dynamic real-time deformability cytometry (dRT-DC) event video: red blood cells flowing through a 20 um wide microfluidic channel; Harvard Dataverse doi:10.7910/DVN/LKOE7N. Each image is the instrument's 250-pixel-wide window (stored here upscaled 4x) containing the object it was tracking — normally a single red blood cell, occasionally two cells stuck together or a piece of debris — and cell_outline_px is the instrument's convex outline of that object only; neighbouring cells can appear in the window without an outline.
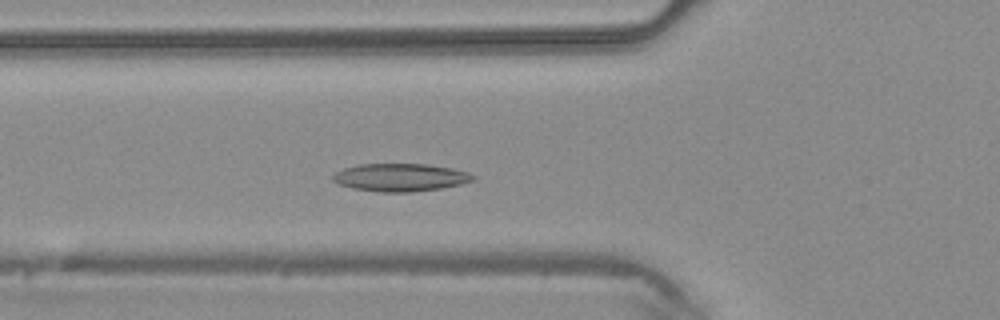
{"species": "common noctule bat (a hibernating species)", "species_latin": "Nyctalus noctula", "temperature_condition": "warm", "stored_images_in_passage": 36, "camera_frame_rate_fps": 3000, "um_per_image_px": 0.085, "animal": {"sex": "male", "body_mass_g": 20.4}, "frame": {"image": 1, "passage_image": 7, "time_ms": 2.0, "image_size_px": [1000, 320], "cell_outline_px": [[476, 180], [460, 184], [440, 188], [412, 192], [380, 192], [352, 188], [336, 184], [332, 180], [332, 176], [336, 172], [344, 168], [356, 164], [428, 164], [452, 168], [468, 172], [476, 176]], "centroid_in_image_um": [34.02, 15.08], "position_along_channel_um": 91.8, "area_um2": 22.89}}
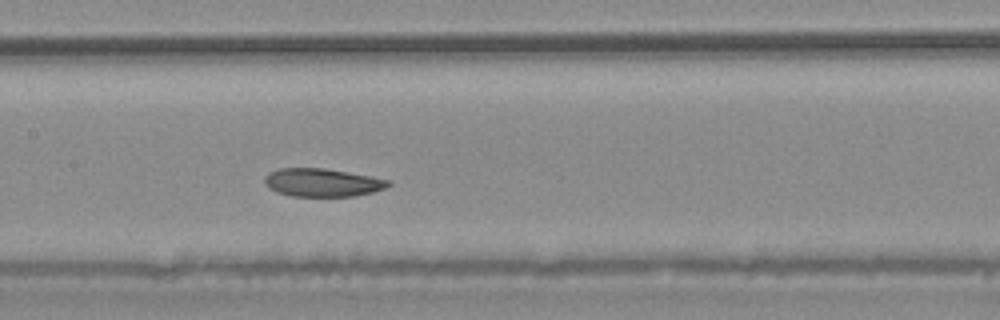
{"frame": {"image": 2, "passage_image": 13, "time_ms": 4.0, "image_size_px": [1000, 320], "cell_outline_px": [[392, 184], [384, 188], [372, 192], [356, 196], [292, 196], [276, 192], [268, 188], [264, 184], [264, 176], [268, 172], [280, 168], [324, 168], [368, 176], [388, 180]], "centroid_in_image_um": [27.33, 15.52], "position_along_channel_um": 180.1, "area_um2": 20.23}}
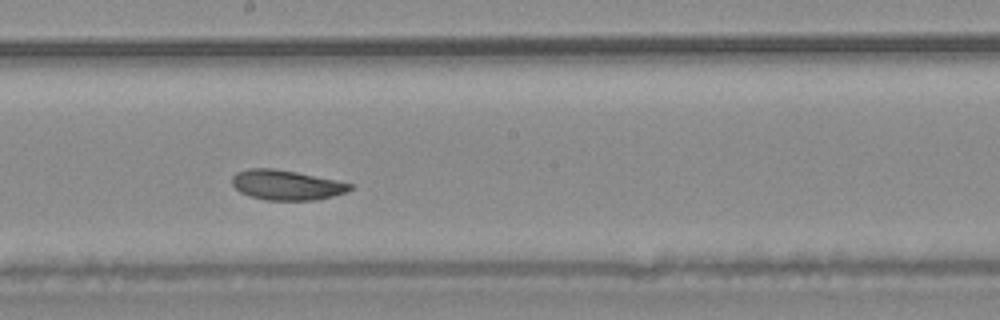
{"frame": {"image": 3, "passage_image": 16, "time_ms": 5.0, "image_size_px": [1000, 320], "cell_outline_px": [[352, 188], [344, 192], [332, 196], [316, 200], [268, 200], [252, 196], [240, 192], [232, 184], [232, 176], [236, 172], [248, 168], [272, 168], [296, 172], [336, 180], [352, 184]], "centroid_in_image_um": [24.32, 15.72], "position_along_channel_um": 223.9, "area_um2": 20.35}}